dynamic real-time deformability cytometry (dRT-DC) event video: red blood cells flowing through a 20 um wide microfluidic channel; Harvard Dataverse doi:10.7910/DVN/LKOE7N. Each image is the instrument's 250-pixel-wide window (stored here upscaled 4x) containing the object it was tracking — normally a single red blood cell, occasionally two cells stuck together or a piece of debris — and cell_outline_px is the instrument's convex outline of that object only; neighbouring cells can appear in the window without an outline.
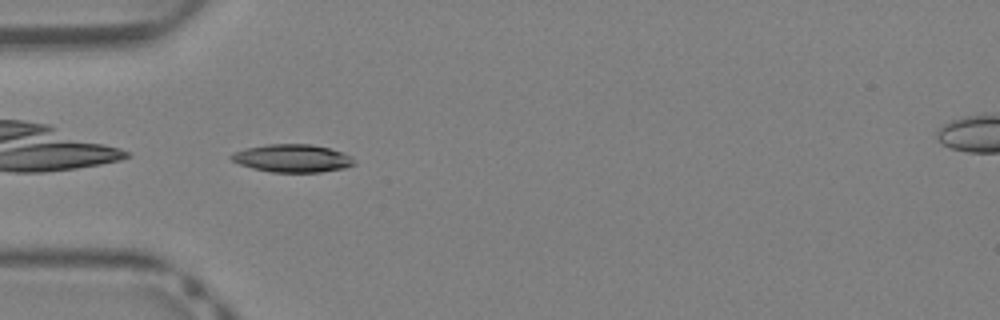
{"species": "Egyptian fruit bat (a non-hibernating species)", "species_latin": "Rousettus aegyptiacus", "temperature_condition": "warm", "stored_images_in_passage": 31, "camera_frame_rate_fps": 3000, "um_per_image_px": 0.085, "animal": {"sex": "female"}, "frame": {"image": 1, "passage_image": 8, "time_ms": 2.333, "image_size_px": [1000, 320], "cell_outline_px": [[356, 164], [344, 168], [320, 172], [272, 172], [252, 168], [240, 164], [232, 160], [228, 156], [232, 152], [244, 148], [268, 144], [312, 144], [344, 152], [352, 156], [356, 160]], "centroid_in_image_um": [24.86, 13.45], "position_along_channel_um": 60.1, "area_um2": 20.17}}
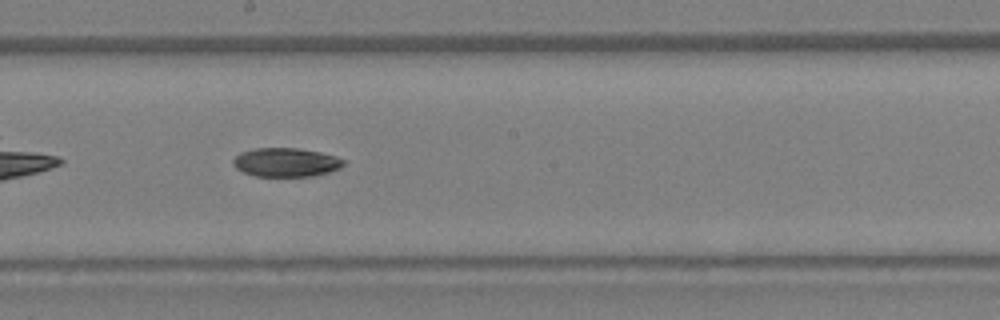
{"frame": {"image": 2, "passage_image": 18, "time_ms": 5.667, "image_size_px": [1000, 320], "cell_outline_px": [[344, 164], [340, 168], [328, 172], [312, 176], [256, 176], [244, 172], [236, 168], [232, 164], [232, 160], [240, 152], [256, 148], [296, 148], [320, 152], [336, 156], [344, 160]], "centroid_in_image_um": [24.29, 13.79], "position_along_channel_um": 223.9, "area_um2": 18.5}}
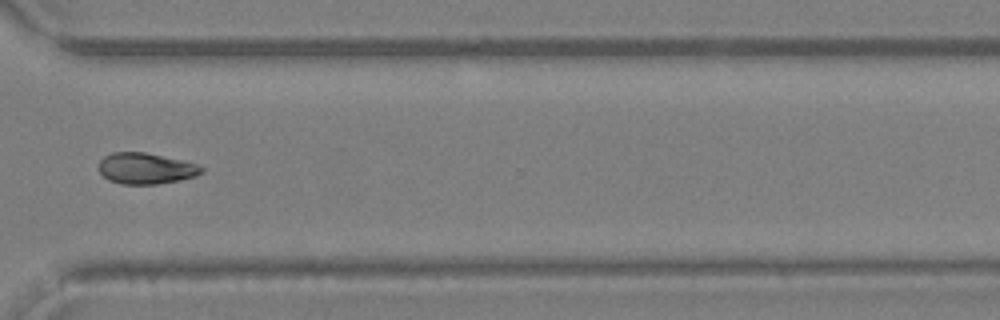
{"frame": {"image": 3, "passage_image": 26, "time_ms": 8.333, "image_size_px": [1000, 320], "cell_outline_px": [[204, 172], [196, 176], [180, 180], [156, 184], [120, 184], [108, 180], [100, 172], [100, 160], [104, 156], [112, 152], [144, 152], [196, 164], [204, 168]], "centroid_in_image_um": [12.38, 14.33], "position_along_channel_um": 358.2, "area_um2": 18.44}}